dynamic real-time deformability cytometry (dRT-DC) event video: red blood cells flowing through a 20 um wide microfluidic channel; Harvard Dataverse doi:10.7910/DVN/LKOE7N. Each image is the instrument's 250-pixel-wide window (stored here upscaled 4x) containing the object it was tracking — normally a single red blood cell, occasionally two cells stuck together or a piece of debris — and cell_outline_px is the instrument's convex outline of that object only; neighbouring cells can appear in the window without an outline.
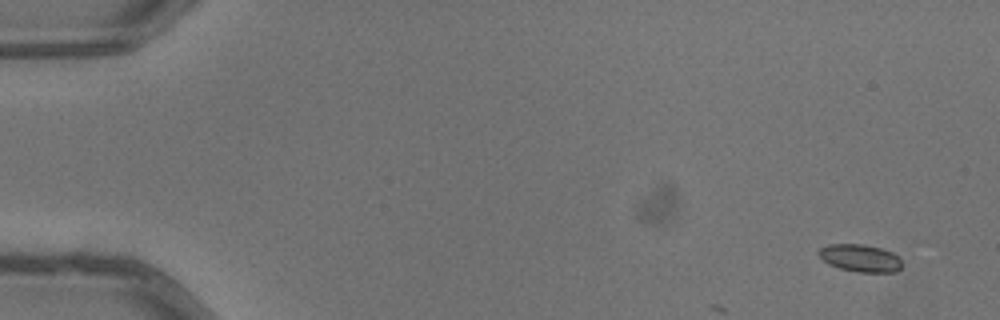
{"species": "common noctule bat (a hibernating species)", "species_latin": "Nyctalus noctula", "temperature_condition": "warm", "stored_images_in_passage": 4, "camera_frame_rate_fps": 3000, "um_per_image_px": 0.085, "animal": {"sex": "male", "body_mass_g": 13.3}, "frame": {"image": 1, "passage_image": 1, "time_ms": 0.0, "image_size_px": [1000, 320], "cell_outline_px": [[904, 264], [896, 272], [856, 272], [840, 268], [828, 264], [816, 252], [820, 248], [828, 244], [864, 244], [880, 248], [892, 252], [900, 256]], "centroid_in_image_um": [73.16, 21.93], "position_along_channel_um": 11.8, "area_um2": 13.53}}
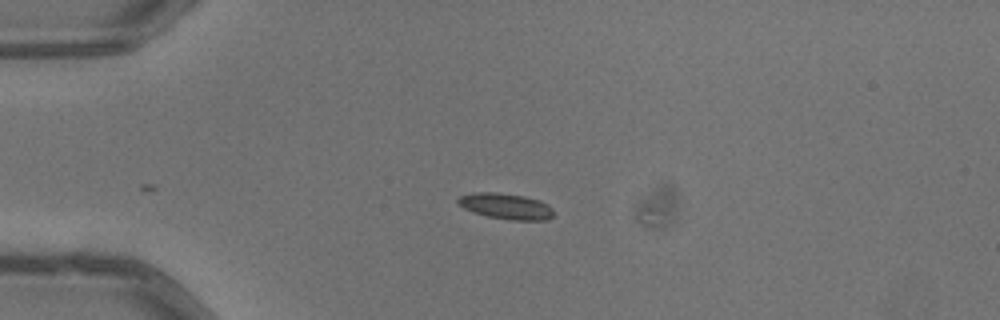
{"frame": {"image": 2, "passage_image": 4, "time_ms": 1.0, "image_size_px": [1000, 320], "cell_outline_px": [[552, 216], [548, 220], [512, 220], [488, 216], [472, 212], [464, 208], [456, 200], [460, 196], [476, 192], [496, 192], [524, 196], [540, 200], [548, 204], [552, 208]], "centroid_in_image_um": [43.02, 17.52], "position_along_channel_um": 42.0, "area_um2": 14.33}}